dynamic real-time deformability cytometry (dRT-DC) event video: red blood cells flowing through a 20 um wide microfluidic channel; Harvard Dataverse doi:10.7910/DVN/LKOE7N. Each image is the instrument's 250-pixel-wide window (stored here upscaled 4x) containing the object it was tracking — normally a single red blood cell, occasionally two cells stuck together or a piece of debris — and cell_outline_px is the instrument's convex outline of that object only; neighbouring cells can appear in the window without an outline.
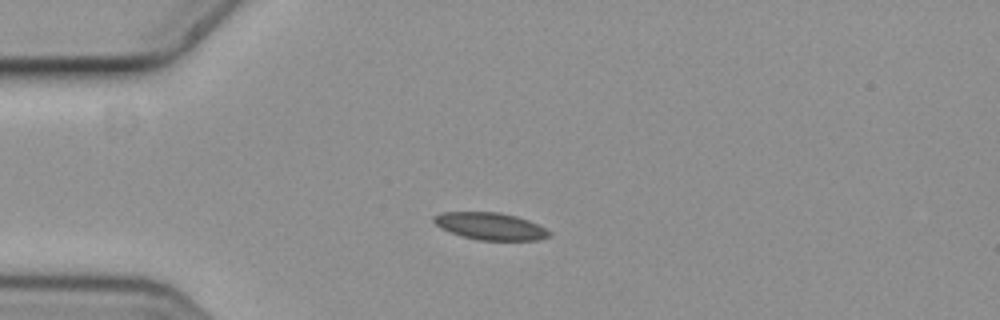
{"species": "common noctule bat (a hibernating species)", "species_latin": "Nyctalus noctula", "temperature_condition": "cold", "stored_images_in_passage": 5, "camera_frame_rate_fps": 3000, "um_per_image_px": 0.085, "animal": {"sex": "female", "body_mass_g": 19.3, "forearm_length_mm": 54.1}, "frame": {"image": 1, "passage_image": 4, "time_ms": 1.0, "image_size_px": [1000, 320], "cell_outline_px": [[552, 236], [540, 240], [476, 240], [440, 228], [432, 220], [432, 216], [440, 212], [500, 212], [516, 216], [528, 220], [552, 232]], "centroid_in_image_um": [41.68, 19.22], "position_along_channel_um": 43.3, "area_um2": 18.32}}
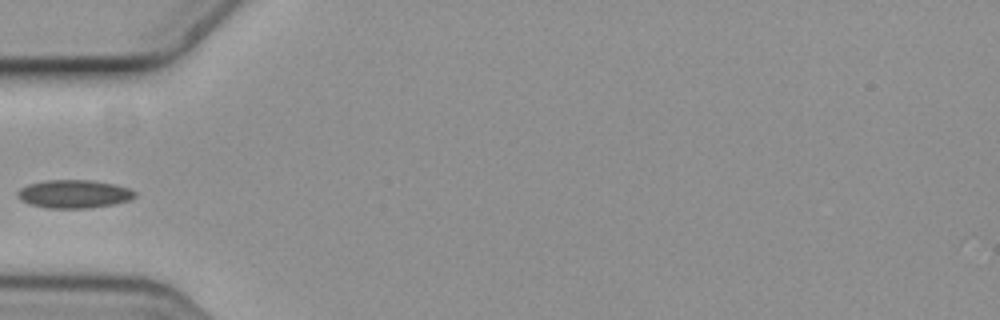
{"frame": {"image": 2, "passage_image": 5, "time_ms": 1.333, "image_size_px": [1000, 320], "cell_outline_px": [[136, 196], [128, 200], [116, 204], [88, 208], [48, 208], [28, 204], [20, 200], [16, 196], [16, 192], [20, 188], [28, 184], [44, 180], [92, 180], [112, 184], [128, 188], [136, 192]], "centroid_in_image_um": [6.24, 16.49], "position_along_channel_um": 78.8, "area_um2": 19.42}}